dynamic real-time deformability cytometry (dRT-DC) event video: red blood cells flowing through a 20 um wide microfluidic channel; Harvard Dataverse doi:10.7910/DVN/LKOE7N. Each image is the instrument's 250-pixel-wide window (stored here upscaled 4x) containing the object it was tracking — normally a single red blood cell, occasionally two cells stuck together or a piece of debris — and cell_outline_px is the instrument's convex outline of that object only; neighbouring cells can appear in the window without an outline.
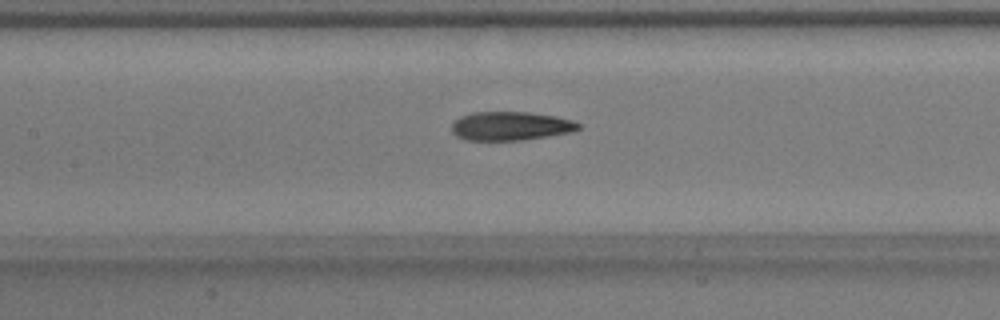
{"species": "common noctule bat (a hibernating species)", "species_latin": "Nyctalus noctula", "temperature_condition": "warm", "stored_images_in_passage": 16, "camera_frame_rate_fps": 3000, "um_per_image_px": 0.085, "animal": {"sex": "male", "body_mass_g": 17.9}, "frame": {"image": 1, "passage_image": 8, "time_ms": 2.333, "image_size_px": [1000, 320], "cell_outline_px": [[580, 128], [572, 132], [520, 140], [468, 140], [456, 136], [452, 132], [452, 124], [460, 116], [472, 112], [528, 112], [556, 116], [572, 120], [580, 124]], "centroid_in_image_um": [43.39, 10.7], "position_along_channel_um": 164.0, "area_um2": 21.15}}